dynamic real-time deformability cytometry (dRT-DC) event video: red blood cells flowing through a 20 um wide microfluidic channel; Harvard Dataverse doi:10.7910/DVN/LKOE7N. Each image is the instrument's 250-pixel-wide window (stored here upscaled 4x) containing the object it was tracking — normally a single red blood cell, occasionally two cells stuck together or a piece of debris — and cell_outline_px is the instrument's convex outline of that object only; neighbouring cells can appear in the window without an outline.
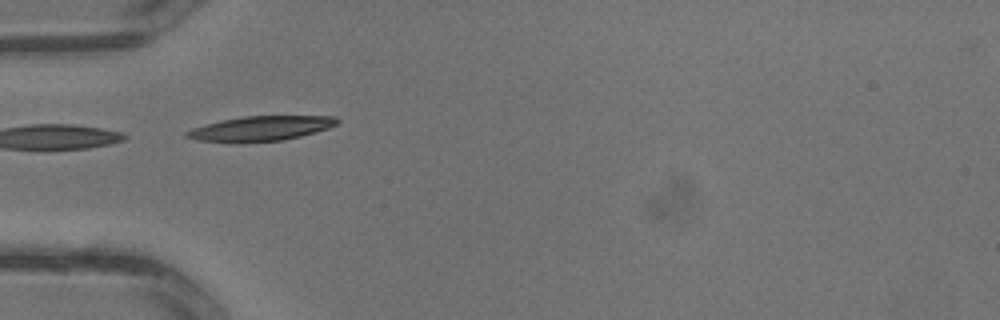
{"species": "common noctule bat (a hibernating species)", "species_latin": "Nyctalus noctula", "temperature_condition": "warm", "stored_images_in_passage": 3, "camera_frame_rate_fps": 3000, "um_per_image_px": 0.085, "animal": {"sex": "male", "body_mass_g": 13.3}, "frame": {"image": 1, "passage_image": 3, "time_ms": 0.667, "image_size_px": [1000, 320], "cell_outline_px": [[340, 120], [336, 124], [328, 128], [300, 136], [280, 140], [196, 140], [184, 136], [184, 132], [192, 128], [220, 120], [244, 116], [336, 116]], "centroid_in_image_um": [22.19, 10.87], "position_along_channel_um": 62.8, "area_um2": 20.81}}